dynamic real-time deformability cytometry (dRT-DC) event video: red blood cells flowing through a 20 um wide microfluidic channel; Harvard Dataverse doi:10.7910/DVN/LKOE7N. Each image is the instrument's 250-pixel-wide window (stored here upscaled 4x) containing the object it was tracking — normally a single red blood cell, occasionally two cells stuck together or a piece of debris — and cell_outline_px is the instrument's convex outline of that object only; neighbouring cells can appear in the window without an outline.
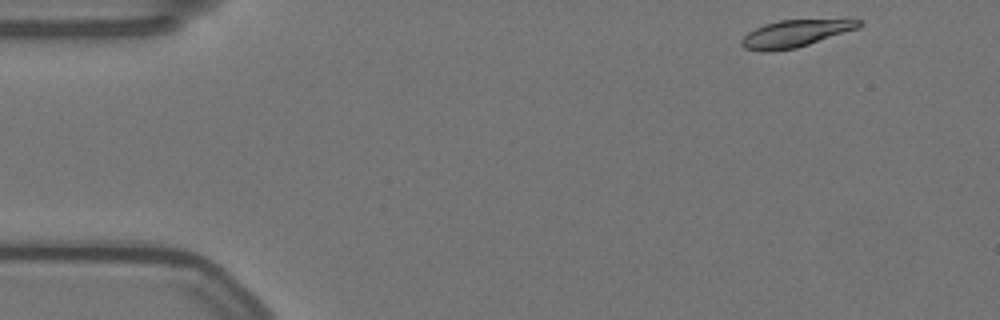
{"species": "Egyptian fruit bat (a non-hibernating species)", "species_latin": "Rousettus aegyptiacus", "temperature_condition": "warm", "stored_images_in_passage": 53, "camera_frame_rate_fps": 3000, "um_per_image_px": 0.085, "animal": {"sex": "female"}, "frame": {"image": 1, "passage_image": 1, "time_ms": 0.0, "image_size_px": [1000, 320], "cell_outline_px": [[864, 24], [856, 28], [796, 48], [772, 52], [764, 52], [744, 48], [740, 44], [740, 40], [748, 32], [764, 24], [780, 20], [852, 16], [864, 20]], "centroid_in_image_um": [67.71, 2.78], "position_along_channel_um": 17.3, "area_um2": 19.42}}
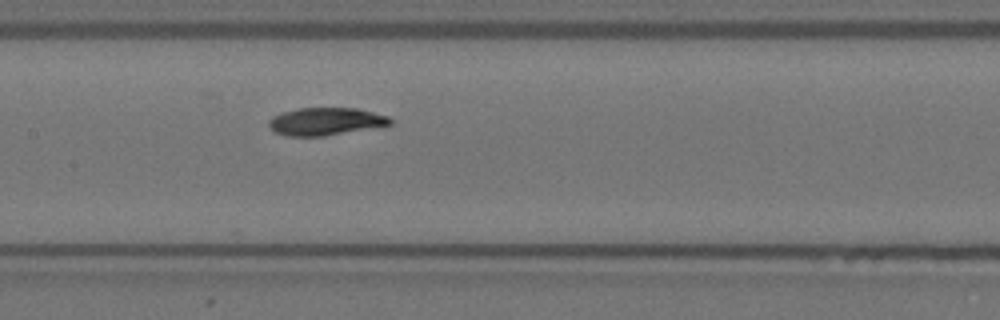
{"frame": {"image": 2, "passage_image": 23, "time_ms": 7.333, "image_size_px": [1000, 320], "cell_outline_px": [[392, 124], [324, 136], [288, 136], [276, 132], [268, 124], [268, 120], [272, 116], [280, 112], [296, 108], [356, 108], [388, 116], [392, 120]], "centroid_in_image_um": [27.64, 10.31], "position_along_channel_um": 179.8, "area_um2": 19.42}}
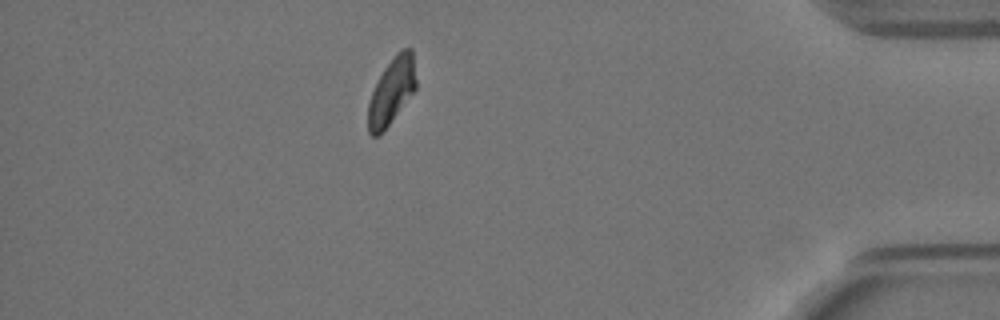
{"frame": {"image": 3, "passage_image": 46, "time_ms": 15.0, "image_size_px": [1000, 320], "cell_outline_px": [[416, 88], [380, 136], [372, 136], [368, 132], [368, 104], [372, 92], [384, 68], [396, 52], [400, 48], [412, 48], [416, 80]], "centroid_in_image_um": [33.28, 7.74], "position_along_channel_um": 401.9, "area_um2": 18.44}, "authors_computed_cell_mechanics": {"area_um2": 19.5364, "velocity_mm_per_s": 3.4866, "shape_relaxation_time_tau1_ms": null, "shape_relaxation_time_tau2_ms": 3.1099, "deformation_change_tau1": null, "deformation_change_tau2": 0.0781}}